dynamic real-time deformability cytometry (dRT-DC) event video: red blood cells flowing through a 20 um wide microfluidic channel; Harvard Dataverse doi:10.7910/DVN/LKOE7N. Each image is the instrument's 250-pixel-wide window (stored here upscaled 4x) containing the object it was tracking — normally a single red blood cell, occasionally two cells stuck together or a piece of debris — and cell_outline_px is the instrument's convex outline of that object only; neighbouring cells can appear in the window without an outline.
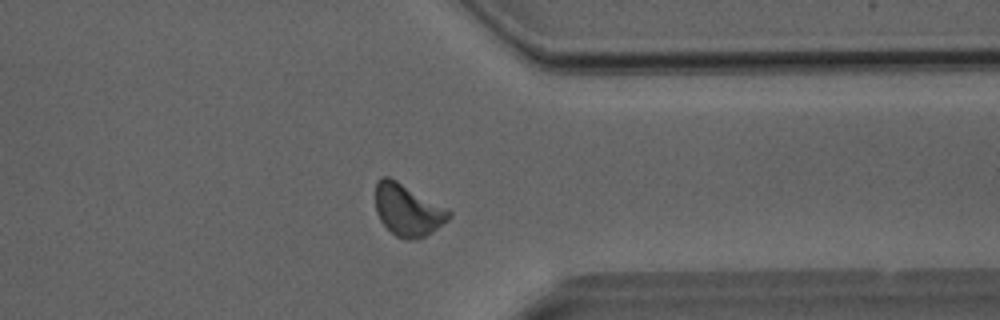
{"species": "Egyptian fruit bat (a non-hibernating species)", "species_latin": "Rousettus aegyptiacus", "temperature_condition": "room temperature", "stored_images_in_passage": 38, "camera_frame_rate_fps": 3000, "um_per_image_px": 0.085, "animal": {"sex": "male"}, "frame": {"image": 1, "passage_image": 30, "time_ms": 9.667, "image_size_px": [1000, 320], "cell_outline_px": [[452, 216], [448, 220], [432, 232], [424, 236], [412, 240], [408, 240], [396, 236], [380, 220], [376, 212], [376, 184], [380, 176], [388, 176], [396, 180], [448, 208], [452, 212]], "centroid_in_image_um": [34.67, 17.84], "position_along_channel_um": 376.7, "area_um2": 22.14}}
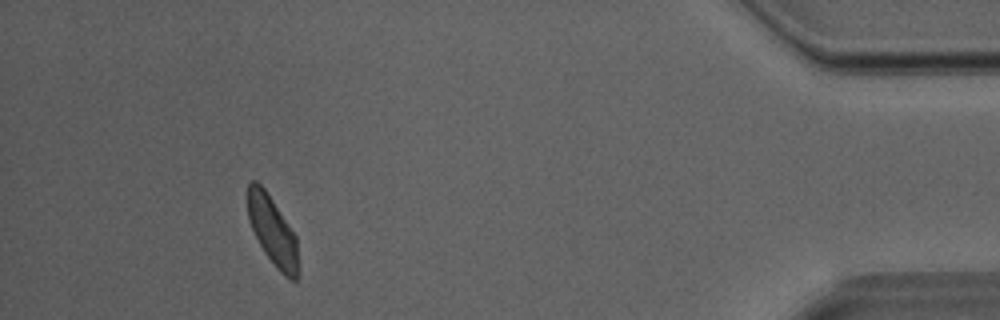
{"frame": {"image": 2, "passage_image": 35, "time_ms": 11.333, "image_size_px": [1000, 320], "cell_outline_px": [[300, 276], [296, 280], [292, 280], [284, 276], [276, 268], [264, 252], [248, 220], [248, 184], [252, 180], [256, 180], [264, 188], [296, 236], [300, 272]], "centroid_in_image_um": [23.2, 19.69], "position_along_channel_um": 412.0, "area_um2": 20.29}}